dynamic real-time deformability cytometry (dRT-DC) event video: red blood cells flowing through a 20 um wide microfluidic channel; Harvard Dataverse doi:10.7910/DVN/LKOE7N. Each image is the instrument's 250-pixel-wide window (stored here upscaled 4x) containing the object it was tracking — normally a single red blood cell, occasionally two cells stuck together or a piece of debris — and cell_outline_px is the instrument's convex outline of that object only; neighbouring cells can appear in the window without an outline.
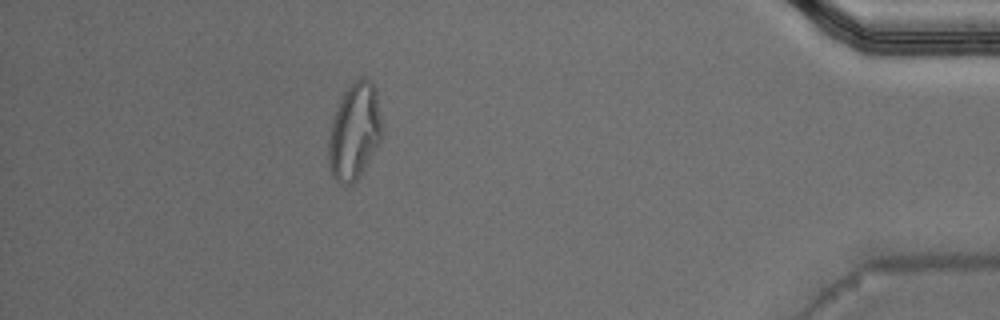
{"species": "Egyptian fruit bat (a non-hibernating species)", "species_latin": "Rousettus aegyptiacus", "temperature_condition": "warm", "stored_images_in_passage": 41, "camera_frame_rate_fps": 3000, "um_per_image_px": 0.085, "animal": {"sex": "male"}, "frame": {"image": 1, "passage_image": 35, "time_ms": 11.333, "image_size_px": [1000, 320], "cell_outline_px": [[380, 140], [360, 176], [352, 184], [344, 188], [332, 176], [328, 168], [328, 140], [332, 120], [340, 100], [344, 92], [360, 76], [364, 76], [376, 88], [380, 120]], "centroid_in_image_um": [30.08, 11.23], "position_along_channel_um": 405.1, "area_um2": 29.82}, "authors_computed_cell_mechanics": {"area_um2": 20.6924, "velocity_mm_per_s": 3.8115, "shape_relaxation_time_tau1_ms": null, "shape_relaxation_time_tau2_ms": 1.649, "deformation_change_tau1": null, "deformation_change_tau2": 0.089}}